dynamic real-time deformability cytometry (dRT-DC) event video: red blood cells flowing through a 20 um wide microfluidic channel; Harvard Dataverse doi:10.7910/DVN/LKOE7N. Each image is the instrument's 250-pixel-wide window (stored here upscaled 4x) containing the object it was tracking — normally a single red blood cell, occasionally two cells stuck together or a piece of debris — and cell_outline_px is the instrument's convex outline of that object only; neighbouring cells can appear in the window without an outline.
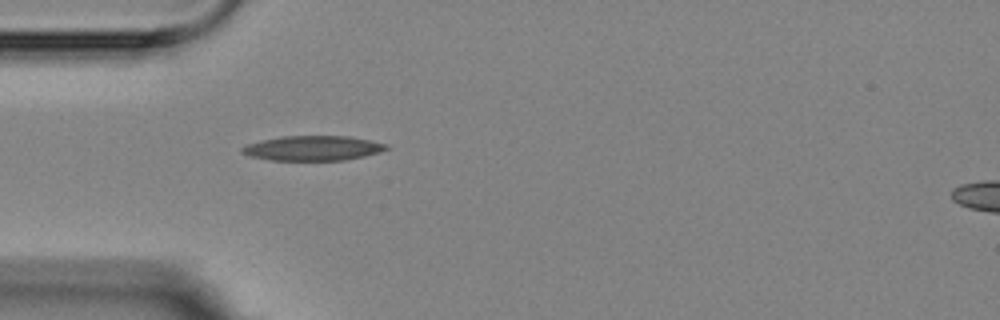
{"species": "Egyptian fruit bat (a non-hibernating species)", "species_latin": "Rousettus aegyptiacus", "temperature_condition": "room temperature", "stored_images_in_passage": 1, "camera_frame_rate_fps": 3000, "um_per_image_px": 0.085, "animal": {"sex": "female"}, "frame": {"image": 1, "passage_image": 1, "time_ms": 0.0, "image_size_px": [1000, 320], "cell_outline_px": [[388, 148], [380, 152], [364, 156], [344, 160], [268, 160], [248, 156], [240, 152], [240, 148], [248, 144], [280, 136], [348, 136], [372, 140], [388, 144]], "centroid_in_image_um": [26.59, 12.59], "position_along_channel_um": 58.4, "area_um2": 20.92}}